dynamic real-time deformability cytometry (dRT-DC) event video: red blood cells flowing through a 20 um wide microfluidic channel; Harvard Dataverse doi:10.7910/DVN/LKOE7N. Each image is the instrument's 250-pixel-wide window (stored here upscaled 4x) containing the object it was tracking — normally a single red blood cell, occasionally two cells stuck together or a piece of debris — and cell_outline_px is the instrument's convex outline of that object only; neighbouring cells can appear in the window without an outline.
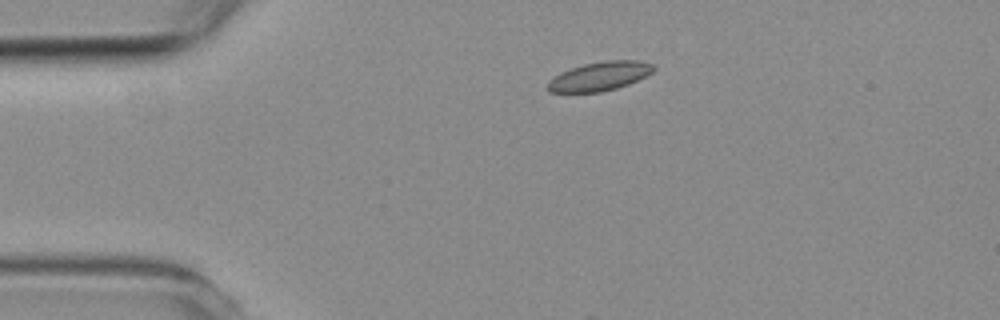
{"species": "common noctule bat (a hibernating species)", "species_latin": "Nyctalus noctula", "temperature_condition": "room temperature", "stored_images_in_passage": 2, "camera_frame_rate_fps": 3000, "um_per_image_px": 0.085, "animal": {"sex": "female", "body_mass_g": 19.3, "forearm_length_mm": 54.1}, "frame": {"image": 1, "passage_image": 1, "time_ms": 0.0, "image_size_px": [1000, 320], "cell_outline_px": [[656, 68], [652, 72], [628, 84], [616, 88], [600, 92], [548, 92], [548, 80], [560, 72], [584, 64], [604, 60], [636, 60], [652, 64]], "centroid_in_image_um": [50.95, 6.47], "position_along_channel_um": 34.1, "area_um2": 17.69}}